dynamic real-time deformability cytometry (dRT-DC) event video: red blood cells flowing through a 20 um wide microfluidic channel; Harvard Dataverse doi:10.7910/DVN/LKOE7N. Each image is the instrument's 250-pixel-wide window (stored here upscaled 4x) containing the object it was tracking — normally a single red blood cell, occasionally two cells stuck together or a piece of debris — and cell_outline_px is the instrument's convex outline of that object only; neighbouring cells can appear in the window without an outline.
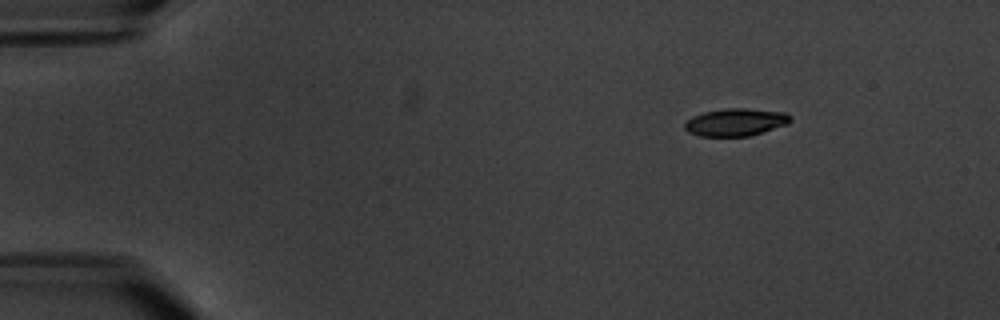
{"species": "common noctule bat (a hibernating species)", "species_latin": "Nyctalus noctula", "temperature_condition": "warm", "stored_images_in_passage": 5, "camera_frame_rate_fps": 3000, "um_per_image_px": 0.085, "animal": {"sex": "male", "body_mass_g": 20.1, "forearm_length_mm": 53.5}, "frame": {"image": 1, "passage_image": 2, "time_ms": 1.0, "image_size_px": [1000, 320], "cell_outline_px": [[792, 120], [788, 124], [748, 136], [700, 136], [688, 132], [684, 128], [684, 124], [692, 116], [704, 112], [724, 108], [744, 108], [784, 112], [792, 116]], "centroid_in_image_um": [62.53, 10.38], "position_along_channel_um": 22.5, "area_um2": 16.94}}